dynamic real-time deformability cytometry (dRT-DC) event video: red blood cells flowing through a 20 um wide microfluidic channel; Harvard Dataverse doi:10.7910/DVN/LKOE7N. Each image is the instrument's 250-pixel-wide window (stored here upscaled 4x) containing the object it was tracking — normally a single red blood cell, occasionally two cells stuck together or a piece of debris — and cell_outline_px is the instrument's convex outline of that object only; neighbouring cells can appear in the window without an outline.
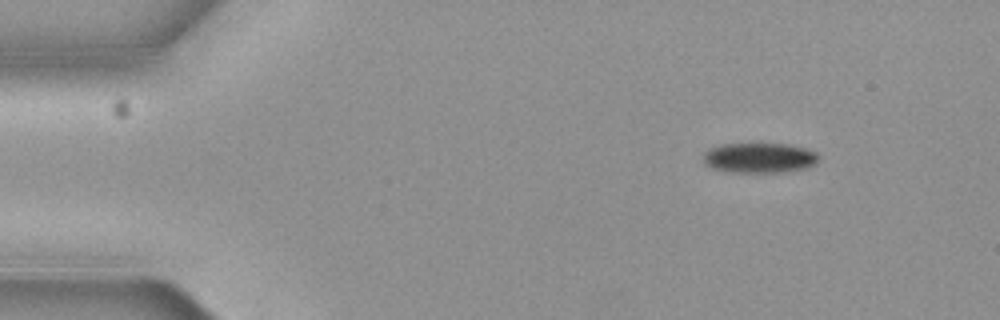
{"species": "common noctule bat (a hibernating species)", "species_latin": "Nyctalus noctula", "temperature_condition": "cold", "stored_images_in_passage": 4, "camera_frame_rate_fps": 3000, "um_per_image_px": 0.085, "animal": {"sex": "female", "body_mass_g": 19.3, "forearm_length_mm": 54.1}, "frame": {"image": 1, "passage_image": 1, "time_ms": 0.0, "image_size_px": [1000, 320], "cell_outline_px": [[820, 156], [816, 164], [808, 168], [784, 172], [728, 172], [712, 168], [704, 164], [704, 152], [708, 148], [720, 144], [788, 144], [808, 148], [816, 152]], "centroid_in_image_um": [64.57, 13.42], "position_along_channel_um": 20.4, "area_um2": 20.58}}
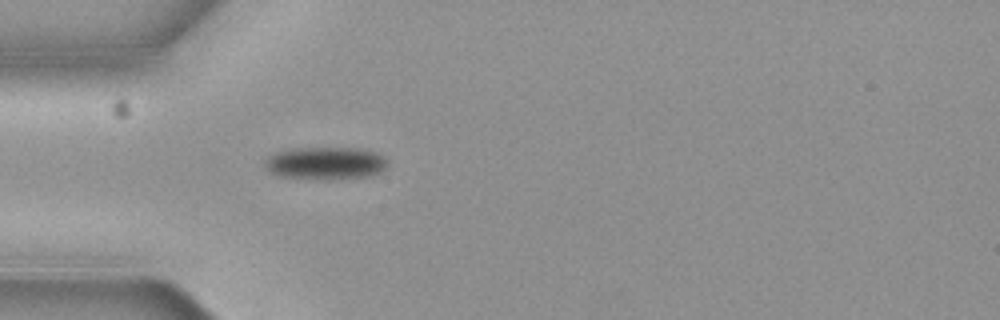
{"frame": {"image": 2, "passage_image": 4, "time_ms": 1.0, "image_size_px": [1000, 320], "cell_outline_px": [[388, 164], [380, 172], [368, 176], [280, 176], [272, 172], [264, 164], [264, 160], [268, 156], [276, 152], [292, 148], [360, 148], [376, 152]], "centroid_in_image_um": [27.65, 13.8], "position_along_channel_um": 57.4, "area_um2": 21.91}}